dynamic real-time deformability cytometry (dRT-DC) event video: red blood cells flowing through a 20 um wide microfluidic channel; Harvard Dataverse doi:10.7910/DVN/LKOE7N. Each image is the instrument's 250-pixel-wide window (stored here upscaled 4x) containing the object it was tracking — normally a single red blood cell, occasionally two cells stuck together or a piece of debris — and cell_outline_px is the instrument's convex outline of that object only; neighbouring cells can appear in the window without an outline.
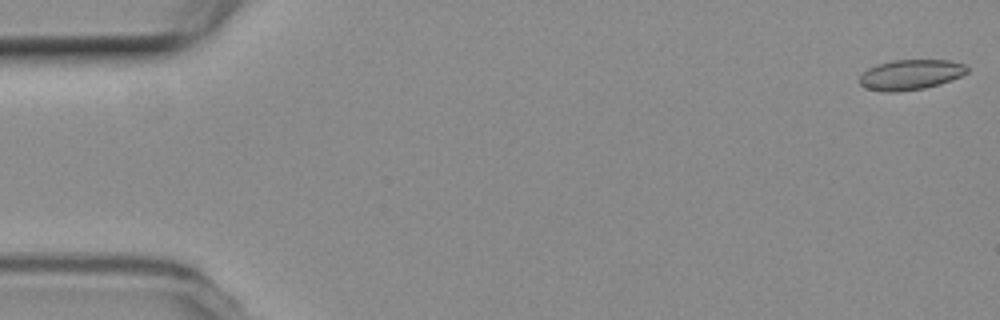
{"species": "common noctule bat (a hibernating species)", "species_latin": "Nyctalus noctula", "temperature_condition": "room temperature", "stored_images_in_passage": 15, "camera_frame_rate_fps": 3000, "um_per_image_px": 0.085, "animal": {"sex": "female", "body_mass_g": 19.3, "forearm_length_mm": 54.1}, "frame": {"image": 1, "passage_image": 1, "time_ms": 0.0, "image_size_px": [1000, 320], "cell_outline_px": [[968, 72], [952, 80], [940, 84], [924, 88], [896, 92], [884, 92], [868, 88], [860, 84], [860, 76], [868, 68], [876, 64], [892, 60], [948, 60], [964, 64], [968, 68]], "centroid_in_image_um": [77.41, 6.34], "position_along_channel_um": 7.6, "area_um2": 18.9}}
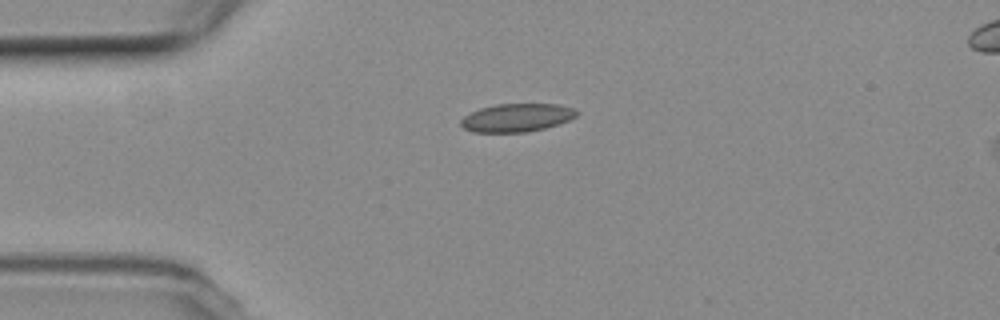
{"frame": {"image": 2, "passage_image": 13, "time_ms": 4.0, "image_size_px": [1000, 320], "cell_outline_px": [[580, 112], [576, 116], [568, 120], [544, 128], [528, 132], [472, 132], [464, 128], [460, 124], [460, 120], [464, 116], [480, 108], [496, 104], [556, 104], [576, 108]], "centroid_in_image_um": [43.93, 10.0], "position_along_channel_um": 41.1, "area_um2": 19.02}}